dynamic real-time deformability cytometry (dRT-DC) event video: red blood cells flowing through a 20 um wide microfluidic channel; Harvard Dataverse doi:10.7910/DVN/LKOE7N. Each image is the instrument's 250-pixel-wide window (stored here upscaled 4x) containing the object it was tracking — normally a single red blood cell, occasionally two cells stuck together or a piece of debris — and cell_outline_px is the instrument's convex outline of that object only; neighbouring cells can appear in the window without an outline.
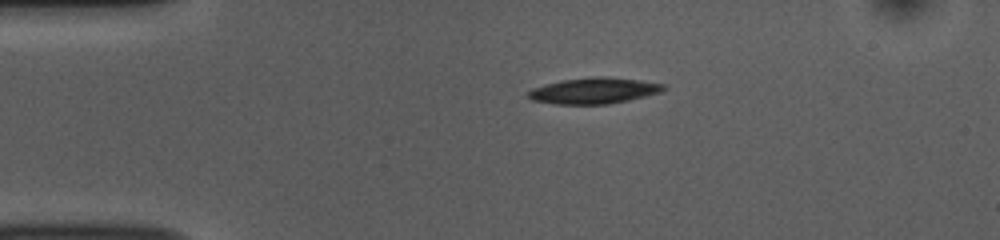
{"species": "common noctule bat (a hibernating species)", "species_latin": "Nyctalus noctula", "temperature_condition": "room temperature", "stored_images_in_passage": 43, "camera_frame_rate_fps": 3000, "um_per_image_px": 0.085, "animal": {"sex": "female", "body_mass_g": 10.0, "forearm_length_mm": 53.1}, "frame": {"image": 1, "passage_image": 1, "time_ms": 0.0, "image_size_px": [1000, 240], "cell_outline_px": [[668, 88], [660, 92], [628, 100], [608, 104], [556, 104], [532, 100], [528, 96], [528, 92], [532, 88], [560, 80], [596, 76], [604, 76], [640, 80], [664, 84]], "centroid_in_image_um": [50.49, 7.7], "position_along_channel_um": 34.5, "area_um2": 20.46}}
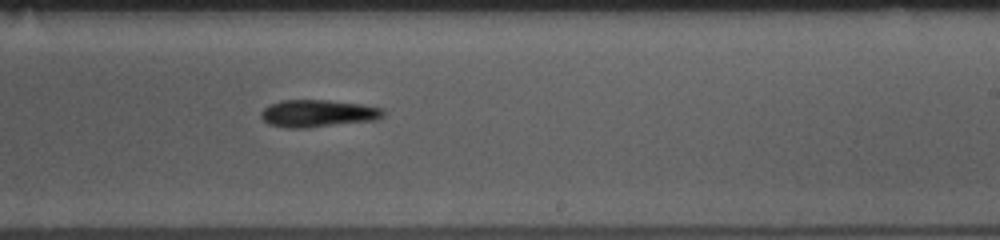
{"frame": {"image": 2, "passage_image": 22, "time_ms": 7.0, "image_size_px": [1000, 240], "cell_outline_px": [[384, 116], [376, 120], [304, 128], [288, 128], [268, 124], [260, 116], [260, 112], [268, 104], [280, 100], [328, 100], [360, 104], [384, 108]], "centroid_in_image_um": [27.0, 9.63], "position_along_channel_um": 262.0, "area_um2": 19.54}}
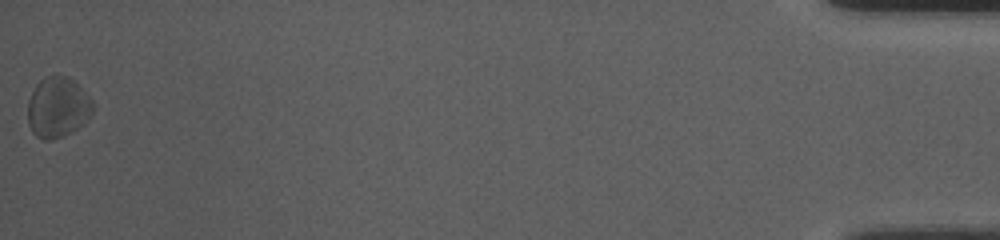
{"frame": {"image": 3, "passage_image": 43, "time_ms": 14.0, "image_size_px": [1000, 240], "cell_outline_px": [[92, 112], [84, 124], [64, 136], [48, 140], [44, 140], [36, 136], [32, 132], [28, 124], [28, 100], [36, 84], [44, 76], [68, 76], [92, 100]], "centroid_in_image_um": [4.88, 9.14], "position_along_channel_um": 430.3, "area_um2": 22.77}, "authors_computed_cell_mechanics": {"area_um2": 20.1144, "velocity_mm_per_s": 3.7761, "shape_relaxation_time_tau1_ms": 5.8005, "shape_relaxation_time_tau2_ms": null, "deformation_change_tau1": 0.1149, "deformation_change_tau2": null}}